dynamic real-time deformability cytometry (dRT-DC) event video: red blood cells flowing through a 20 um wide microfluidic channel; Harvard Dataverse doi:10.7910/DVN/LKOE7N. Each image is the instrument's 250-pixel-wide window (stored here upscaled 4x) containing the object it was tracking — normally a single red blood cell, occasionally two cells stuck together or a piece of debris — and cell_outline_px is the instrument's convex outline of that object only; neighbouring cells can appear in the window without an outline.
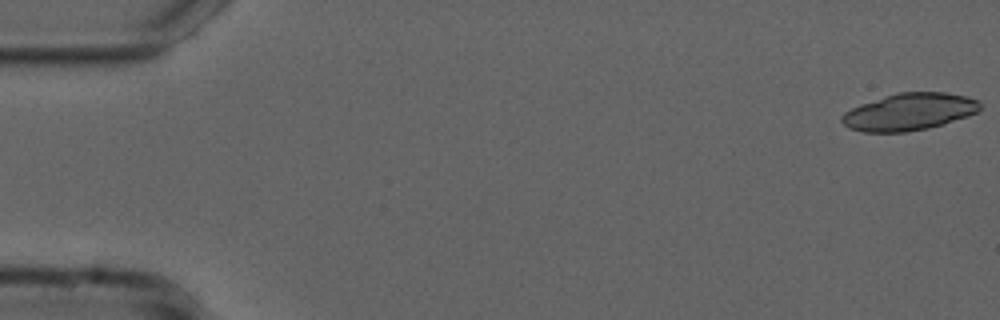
{"species": "common noctule bat (a hibernating species)", "species_latin": "Nyctalus noctula", "temperature_condition": "cold", "stored_images_in_passage": 54, "camera_frame_rate_fps": 3000, "um_per_image_px": 0.085, "animal": {"sex": "male", "forearm_length_mm": 52.5}, "frame": {"image": 1, "passage_image": 1, "time_ms": 0.0, "image_size_px": [1000, 320], "cell_outline_px": [[980, 108], [976, 112], [968, 116], [944, 124], [928, 128], [908, 132], [860, 132], [848, 128], [840, 120], [840, 116], [844, 112], [860, 104], [896, 92], [948, 92], [968, 96], [976, 100], [980, 104]], "centroid_in_image_um": [77.26, 9.51], "position_along_channel_um": 7.7, "area_um2": 30.11}}